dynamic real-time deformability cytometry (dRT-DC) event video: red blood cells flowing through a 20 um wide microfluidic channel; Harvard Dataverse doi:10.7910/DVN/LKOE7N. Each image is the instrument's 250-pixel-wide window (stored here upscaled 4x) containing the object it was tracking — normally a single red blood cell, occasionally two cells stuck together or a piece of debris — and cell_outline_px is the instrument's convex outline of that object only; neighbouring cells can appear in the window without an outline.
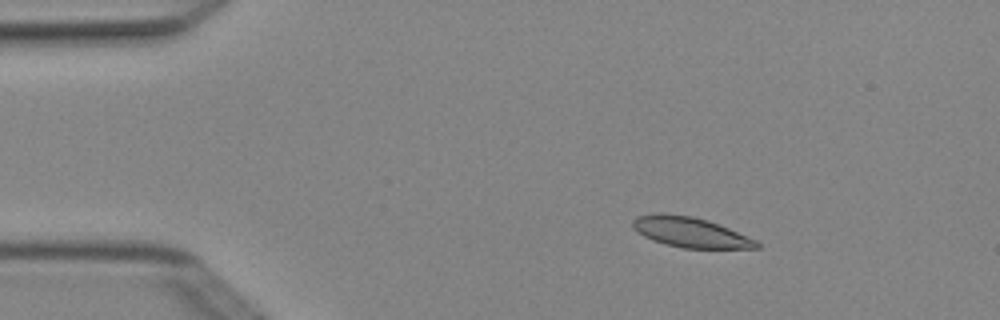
{"species": "Egyptian fruit bat (a non-hibernating species)", "species_latin": "Rousettus aegyptiacus", "temperature_condition": "cold", "stored_images_in_passage": 5, "camera_frame_rate_fps": 3000, "um_per_image_px": 0.085, "animal": {"sex": "female"}, "frame": {"image": 1, "passage_image": 3, "time_ms": 0.667, "image_size_px": [1000, 320], "cell_outline_px": [[760, 248], [684, 248], [664, 244], [652, 240], [636, 232], [632, 228], [632, 220], [636, 216], [656, 212], [660, 212], [692, 216], [708, 220], [728, 228], [756, 240], [760, 244]], "centroid_in_image_um": [58.61, 19.72], "position_along_channel_um": 26.4, "area_um2": 21.91}}
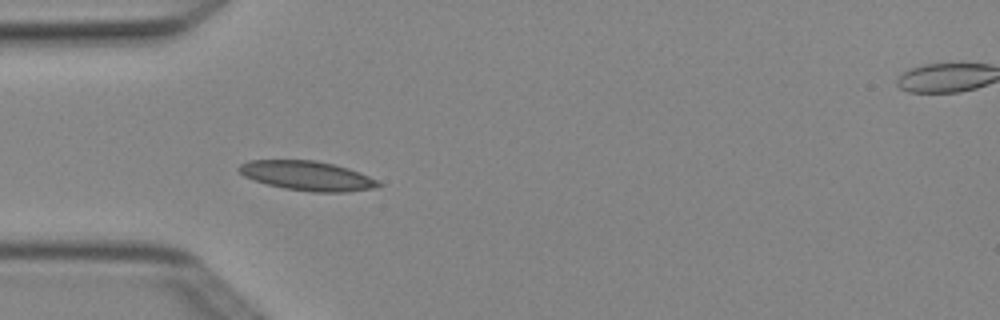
{"frame": {"image": 2, "passage_image": 4, "time_ms": 1.0, "image_size_px": [1000, 320], "cell_outline_px": [[384, 184], [372, 188], [348, 192], [312, 192], [284, 188], [268, 184], [244, 176], [236, 168], [240, 164], [248, 160], [316, 160], [348, 168], [368, 176]], "centroid_in_image_um": [26.1, 14.93], "position_along_channel_um": 58.9, "area_um2": 23.76}}